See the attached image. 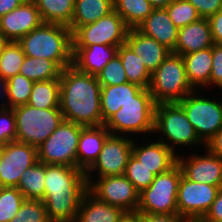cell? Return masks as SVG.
Here are the masks:
<instances>
[{"label": "cell", "mask_w": 222, "mask_h": 222, "mask_svg": "<svg viewBox=\"0 0 222 222\" xmlns=\"http://www.w3.org/2000/svg\"><path fill=\"white\" fill-rule=\"evenodd\" d=\"M100 98L97 76L81 72L74 65L61 71L59 108L65 121L84 127L102 125Z\"/></svg>", "instance_id": "1"}, {"label": "cell", "mask_w": 222, "mask_h": 222, "mask_svg": "<svg viewBox=\"0 0 222 222\" xmlns=\"http://www.w3.org/2000/svg\"><path fill=\"white\" fill-rule=\"evenodd\" d=\"M43 203L50 221L74 222L88 191L86 173L77 167L45 164Z\"/></svg>", "instance_id": "2"}, {"label": "cell", "mask_w": 222, "mask_h": 222, "mask_svg": "<svg viewBox=\"0 0 222 222\" xmlns=\"http://www.w3.org/2000/svg\"><path fill=\"white\" fill-rule=\"evenodd\" d=\"M18 43L26 56L52 60L61 70L73 65L72 32L68 26L42 23Z\"/></svg>", "instance_id": "3"}, {"label": "cell", "mask_w": 222, "mask_h": 222, "mask_svg": "<svg viewBox=\"0 0 222 222\" xmlns=\"http://www.w3.org/2000/svg\"><path fill=\"white\" fill-rule=\"evenodd\" d=\"M156 104L178 103L195 90L188 81L182 55L170 52L151 74L148 87Z\"/></svg>", "instance_id": "4"}, {"label": "cell", "mask_w": 222, "mask_h": 222, "mask_svg": "<svg viewBox=\"0 0 222 222\" xmlns=\"http://www.w3.org/2000/svg\"><path fill=\"white\" fill-rule=\"evenodd\" d=\"M16 141L38 147L64 121L60 108L37 109L29 104L13 108Z\"/></svg>", "instance_id": "5"}, {"label": "cell", "mask_w": 222, "mask_h": 222, "mask_svg": "<svg viewBox=\"0 0 222 222\" xmlns=\"http://www.w3.org/2000/svg\"><path fill=\"white\" fill-rule=\"evenodd\" d=\"M156 103L148 88H142L133 100L122 105L105 123L112 135L123 133L154 132ZM114 131V132H112Z\"/></svg>", "instance_id": "6"}, {"label": "cell", "mask_w": 222, "mask_h": 222, "mask_svg": "<svg viewBox=\"0 0 222 222\" xmlns=\"http://www.w3.org/2000/svg\"><path fill=\"white\" fill-rule=\"evenodd\" d=\"M182 170L176 163L168 171L155 176L150 186L139 194L137 212L144 214L178 213L177 193Z\"/></svg>", "instance_id": "7"}, {"label": "cell", "mask_w": 222, "mask_h": 222, "mask_svg": "<svg viewBox=\"0 0 222 222\" xmlns=\"http://www.w3.org/2000/svg\"><path fill=\"white\" fill-rule=\"evenodd\" d=\"M84 126L63 121L57 129L37 147L38 161L48 165L77 167V150Z\"/></svg>", "instance_id": "8"}, {"label": "cell", "mask_w": 222, "mask_h": 222, "mask_svg": "<svg viewBox=\"0 0 222 222\" xmlns=\"http://www.w3.org/2000/svg\"><path fill=\"white\" fill-rule=\"evenodd\" d=\"M129 27L114 10L98 21L78 27L72 33V47L93 44L121 46L125 43Z\"/></svg>", "instance_id": "9"}, {"label": "cell", "mask_w": 222, "mask_h": 222, "mask_svg": "<svg viewBox=\"0 0 222 222\" xmlns=\"http://www.w3.org/2000/svg\"><path fill=\"white\" fill-rule=\"evenodd\" d=\"M99 179L92 183L90 174L86 173L88 191L93 196L107 204L120 207L128 214L137 212L140 193L124 174Z\"/></svg>", "instance_id": "10"}, {"label": "cell", "mask_w": 222, "mask_h": 222, "mask_svg": "<svg viewBox=\"0 0 222 222\" xmlns=\"http://www.w3.org/2000/svg\"><path fill=\"white\" fill-rule=\"evenodd\" d=\"M187 94L178 104L185 111L199 139L206 144L222 128V102Z\"/></svg>", "instance_id": "11"}, {"label": "cell", "mask_w": 222, "mask_h": 222, "mask_svg": "<svg viewBox=\"0 0 222 222\" xmlns=\"http://www.w3.org/2000/svg\"><path fill=\"white\" fill-rule=\"evenodd\" d=\"M162 132L172 144L194 145L202 143L178 103H160L155 107L154 132Z\"/></svg>", "instance_id": "12"}, {"label": "cell", "mask_w": 222, "mask_h": 222, "mask_svg": "<svg viewBox=\"0 0 222 222\" xmlns=\"http://www.w3.org/2000/svg\"><path fill=\"white\" fill-rule=\"evenodd\" d=\"M220 190V186L194 182L182 174L177 193L178 214L189 222L200 221Z\"/></svg>", "instance_id": "13"}, {"label": "cell", "mask_w": 222, "mask_h": 222, "mask_svg": "<svg viewBox=\"0 0 222 222\" xmlns=\"http://www.w3.org/2000/svg\"><path fill=\"white\" fill-rule=\"evenodd\" d=\"M38 161L37 147L18 141L3 146L0 154V187H17L23 172Z\"/></svg>", "instance_id": "14"}, {"label": "cell", "mask_w": 222, "mask_h": 222, "mask_svg": "<svg viewBox=\"0 0 222 222\" xmlns=\"http://www.w3.org/2000/svg\"><path fill=\"white\" fill-rule=\"evenodd\" d=\"M133 143H135L133 139H128V137L110 134L106 138L97 160L85 173H92L91 171L98 169V178L123 175L132 155Z\"/></svg>", "instance_id": "15"}, {"label": "cell", "mask_w": 222, "mask_h": 222, "mask_svg": "<svg viewBox=\"0 0 222 222\" xmlns=\"http://www.w3.org/2000/svg\"><path fill=\"white\" fill-rule=\"evenodd\" d=\"M43 23L33 0H25L13 11L0 17V31L8 41L18 42Z\"/></svg>", "instance_id": "16"}, {"label": "cell", "mask_w": 222, "mask_h": 222, "mask_svg": "<svg viewBox=\"0 0 222 222\" xmlns=\"http://www.w3.org/2000/svg\"><path fill=\"white\" fill-rule=\"evenodd\" d=\"M206 156L193 155L191 158L177 156L182 174L189 180L222 187V158L206 150Z\"/></svg>", "instance_id": "17"}, {"label": "cell", "mask_w": 222, "mask_h": 222, "mask_svg": "<svg viewBox=\"0 0 222 222\" xmlns=\"http://www.w3.org/2000/svg\"><path fill=\"white\" fill-rule=\"evenodd\" d=\"M164 141L162 136L159 141L145 146L138 147L133 143L132 155L156 176L168 171L177 163L173 146Z\"/></svg>", "instance_id": "18"}, {"label": "cell", "mask_w": 222, "mask_h": 222, "mask_svg": "<svg viewBox=\"0 0 222 222\" xmlns=\"http://www.w3.org/2000/svg\"><path fill=\"white\" fill-rule=\"evenodd\" d=\"M213 45L210 23L207 18H200L178 29L177 42L172 53L186 55Z\"/></svg>", "instance_id": "19"}, {"label": "cell", "mask_w": 222, "mask_h": 222, "mask_svg": "<svg viewBox=\"0 0 222 222\" xmlns=\"http://www.w3.org/2000/svg\"><path fill=\"white\" fill-rule=\"evenodd\" d=\"M136 29L143 35L155 39L171 52L175 49L179 28L173 24L165 8L153 9Z\"/></svg>", "instance_id": "20"}, {"label": "cell", "mask_w": 222, "mask_h": 222, "mask_svg": "<svg viewBox=\"0 0 222 222\" xmlns=\"http://www.w3.org/2000/svg\"><path fill=\"white\" fill-rule=\"evenodd\" d=\"M125 43L141 58L152 74L170 54V50L155 39L143 35L136 28H130Z\"/></svg>", "instance_id": "21"}, {"label": "cell", "mask_w": 222, "mask_h": 222, "mask_svg": "<svg viewBox=\"0 0 222 222\" xmlns=\"http://www.w3.org/2000/svg\"><path fill=\"white\" fill-rule=\"evenodd\" d=\"M73 65L81 72L97 76L104 66L117 54L118 46L93 44L72 47Z\"/></svg>", "instance_id": "22"}, {"label": "cell", "mask_w": 222, "mask_h": 222, "mask_svg": "<svg viewBox=\"0 0 222 222\" xmlns=\"http://www.w3.org/2000/svg\"><path fill=\"white\" fill-rule=\"evenodd\" d=\"M110 134L104 124L82 128L77 150V168L86 172L94 164Z\"/></svg>", "instance_id": "23"}, {"label": "cell", "mask_w": 222, "mask_h": 222, "mask_svg": "<svg viewBox=\"0 0 222 222\" xmlns=\"http://www.w3.org/2000/svg\"><path fill=\"white\" fill-rule=\"evenodd\" d=\"M127 215L120 207L100 201L87 191L74 222H120Z\"/></svg>", "instance_id": "24"}, {"label": "cell", "mask_w": 222, "mask_h": 222, "mask_svg": "<svg viewBox=\"0 0 222 222\" xmlns=\"http://www.w3.org/2000/svg\"><path fill=\"white\" fill-rule=\"evenodd\" d=\"M142 87L133 83H123L111 86H101L102 125L116 113L122 105L133 100Z\"/></svg>", "instance_id": "25"}, {"label": "cell", "mask_w": 222, "mask_h": 222, "mask_svg": "<svg viewBox=\"0 0 222 222\" xmlns=\"http://www.w3.org/2000/svg\"><path fill=\"white\" fill-rule=\"evenodd\" d=\"M189 83L197 86L209 84L212 69V47L182 55Z\"/></svg>", "instance_id": "26"}, {"label": "cell", "mask_w": 222, "mask_h": 222, "mask_svg": "<svg viewBox=\"0 0 222 222\" xmlns=\"http://www.w3.org/2000/svg\"><path fill=\"white\" fill-rule=\"evenodd\" d=\"M113 11V0H75L72 21L73 33L78 27L92 24Z\"/></svg>", "instance_id": "27"}, {"label": "cell", "mask_w": 222, "mask_h": 222, "mask_svg": "<svg viewBox=\"0 0 222 222\" xmlns=\"http://www.w3.org/2000/svg\"><path fill=\"white\" fill-rule=\"evenodd\" d=\"M43 23L70 26L75 0H33Z\"/></svg>", "instance_id": "28"}, {"label": "cell", "mask_w": 222, "mask_h": 222, "mask_svg": "<svg viewBox=\"0 0 222 222\" xmlns=\"http://www.w3.org/2000/svg\"><path fill=\"white\" fill-rule=\"evenodd\" d=\"M117 54L120 56L128 82L142 88H148L151 73L141 61V58L126 43L118 47Z\"/></svg>", "instance_id": "29"}, {"label": "cell", "mask_w": 222, "mask_h": 222, "mask_svg": "<svg viewBox=\"0 0 222 222\" xmlns=\"http://www.w3.org/2000/svg\"><path fill=\"white\" fill-rule=\"evenodd\" d=\"M60 77L33 83L27 104L37 109L59 108Z\"/></svg>", "instance_id": "30"}, {"label": "cell", "mask_w": 222, "mask_h": 222, "mask_svg": "<svg viewBox=\"0 0 222 222\" xmlns=\"http://www.w3.org/2000/svg\"><path fill=\"white\" fill-rule=\"evenodd\" d=\"M45 163L37 161L20 177L17 188L25 199L43 200L45 191Z\"/></svg>", "instance_id": "31"}, {"label": "cell", "mask_w": 222, "mask_h": 222, "mask_svg": "<svg viewBox=\"0 0 222 222\" xmlns=\"http://www.w3.org/2000/svg\"><path fill=\"white\" fill-rule=\"evenodd\" d=\"M149 0H113V10L129 28H136L153 11Z\"/></svg>", "instance_id": "32"}, {"label": "cell", "mask_w": 222, "mask_h": 222, "mask_svg": "<svg viewBox=\"0 0 222 222\" xmlns=\"http://www.w3.org/2000/svg\"><path fill=\"white\" fill-rule=\"evenodd\" d=\"M61 71L52 60L25 56L19 74L37 82L59 78Z\"/></svg>", "instance_id": "33"}, {"label": "cell", "mask_w": 222, "mask_h": 222, "mask_svg": "<svg viewBox=\"0 0 222 222\" xmlns=\"http://www.w3.org/2000/svg\"><path fill=\"white\" fill-rule=\"evenodd\" d=\"M33 81L21 74H16L4 82V95L10 108L26 105L30 99Z\"/></svg>", "instance_id": "34"}, {"label": "cell", "mask_w": 222, "mask_h": 222, "mask_svg": "<svg viewBox=\"0 0 222 222\" xmlns=\"http://www.w3.org/2000/svg\"><path fill=\"white\" fill-rule=\"evenodd\" d=\"M25 54L18 42L9 41L0 51V77L5 82L19 74Z\"/></svg>", "instance_id": "35"}, {"label": "cell", "mask_w": 222, "mask_h": 222, "mask_svg": "<svg viewBox=\"0 0 222 222\" xmlns=\"http://www.w3.org/2000/svg\"><path fill=\"white\" fill-rule=\"evenodd\" d=\"M24 200V195L17 187H0V222H10Z\"/></svg>", "instance_id": "36"}, {"label": "cell", "mask_w": 222, "mask_h": 222, "mask_svg": "<svg viewBox=\"0 0 222 222\" xmlns=\"http://www.w3.org/2000/svg\"><path fill=\"white\" fill-rule=\"evenodd\" d=\"M165 9L177 28L184 27L201 18L196 8L187 0H173Z\"/></svg>", "instance_id": "37"}, {"label": "cell", "mask_w": 222, "mask_h": 222, "mask_svg": "<svg viewBox=\"0 0 222 222\" xmlns=\"http://www.w3.org/2000/svg\"><path fill=\"white\" fill-rule=\"evenodd\" d=\"M124 175L132 182L139 193L147 189L156 176L133 155L128 160Z\"/></svg>", "instance_id": "38"}, {"label": "cell", "mask_w": 222, "mask_h": 222, "mask_svg": "<svg viewBox=\"0 0 222 222\" xmlns=\"http://www.w3.org/2000/svg\"><path fill=\"white\" fill-rule=\"evenodd\" d=\"M10 222H50L42 200L25 199Z\"/></svg>", "instance_id": "39"}, {"label": "cell", "mask_w": 222, "mask_h": 222, "mask_svg": "<svg viewBox=\"0 0 222 222\" xmlns=\"http://www.w3.org/2000/svg\"><path fill=\"white\" fill-rule=\"evenodd\" d=\"M101 86L118 85L128 82L120 56L116 54L97 75Z\"/></svg>", "instance_id": "40"}, {"label": "cell", "mask_w": 222, "mask_h": 222, "mask_svg": "<svg viewBox=\"0 0 222 222\" xmlns=\"http://www.w3.org/2000/svg\"><path fill=\"white\" fill-rule=\"evenodd\" d=\"M5 103L6 102H3L0 107V142L4 145L16 141V118L14 109L7 107Z\"/></svg>", "instance_id": "41"}, {"label": "cell", "mask_w": 222, "mask_h": 222, "mask_svg": "<svg viewBox=\"0 0 222 222\" xmlns=\"http://www.w3.org/2000/svg\"><path fill=\"white\" fill-rule=\"evenodd\" d=\"M222 88V44L212 46V69L209 84Z\"/></svg>", "instance_id": "42"}, {"label": "cell", "mask_w": 222, "mask_h": 222, "mask_svg": "<svg viewBox=\"0 0 222 222\" xmlns=\"http://www.w3.org/2000/svg\"><path fill=\"white\" fill-rule=\"evenodd\" d=\"M197 10L201 18H209L222 10V0H187Z\"/></svg>", "instance_id": "43"}, {"label": "cell", "mask_w": 222, "mask_h": 222, "mask_svg": "<svg viewBox=\"0 0 222 222\" xmlns=\"http://www.w3.org/2000/svg\"><path fill=\"white\" fill-rule=\"evenodd\" d=\"M136 222H189L178 213L174 214H144L136 212Z\"/></svg>", "instance_id": "44"}, {"label": "cell", "mask_w": 222, "mask_h": 222, "mask_svg": "<svg viewBox=\"0 0 222 222\" xmlns=\"http://www.w3.org/2000/svg\"><path fill=\"white\" fill-rule=\"evenodd\" d=\"M200 222H222V190L218 192L210 209Z\"/></svg>", "instance_id": "45"}, {"label": "cell", "mask_w": 222, "mask_h": 222, "mask_svg": "<svg viewBox=\"0 0 222 222\" xmlns=\"http://www.w3.org/2000/svg\"><path fill=\"white\" fill-rule=\"evenodd\" d=\"M214 44H222V10L208 18Z\"/></svg>", "instance_id": "46"}, {"label": "cell", "mask_w": 222, "mask_h": 222, "mask_svg": "<svg viewBox=\"0 0 222 222\" xmlns=\"http://www.w3.org/2000/svg\"><path fill=\"white\" fill-rule=\"evenodd\" d=\"M206 148L222 158V128L206 143Z\"/></svg>", "instance_id": "47"}, {"label": "cell", "mask_w": 222, "mask_h": 222, "mask_svg": "<svg viewBox=\"0 0 222 222\" xmlns=\"http://www.w3.org/2000/svg\"><path fill=\"white\" fill-rule=\"evenodd\" d=\"M25 0H0V17L13 11Z\"/></svg>", "instance_id": "48"}, {"label": "cell", "mask_w": 222, "mask_h": 222, "mask_svg": "<svg viewBox=\"0 0 222 222\" xmlns=\"http://www.w3.org/2000/svg\"><path fill=\"white\" fill-rule=\"evenodd\" d=\"M173 0H149L154 9L166 8Z\"/></svg>", "instance_id": "49"}, {"label": "cell", "mask_w": 222, "mask_h": 222, "mask_svg": "<svg viewBox=\"0 0 222 222\" xmlns=\"http://www.w3.org/2000/svg\"><path fill=\"white\" fill-rule=\"evenodd\" d=\"M120 222H136V212L133 214H128Z\"/></svg>", "instance_id": "50"}, {"label": "cell", "mask_w": 222, "mask_h": 222, "mask_svg": "<svg viewBox=\"0 0 222 222\" xmlns=\"http://www.w3.org/2000/svg\"><path fill=\"white\" fill-rule=\"evenodd\" d=\"M9 41L5 38L3 33L0 31V51L4 48V46L8 43Z\"/></svg>", "instance_id": "51"}, {"label": "cell", "mask_w": 222, "mask_h": 222, "mask_svg": "<svg viewBox=\"0 0 222 222\" xmlns=\"http://www.w3.org/2000/svg\"><path fill=\"white\" fill-rule=\"evenodd\" d=\"M1 94H4V81L0 77V96H2Z\"/></svg>", "instance_id": "52"}, {"label": "cell", "mask_w": 222, "mask_h": 222, "mask_svg": "<svg viewBox=\"0 0 222 222\" xmlns=\"http://www.w3.org/2000/svg\"><path fill=\"white\" fill-rule=\"evenodd\" d=\"M3 146H4V144L2 142H0V154L2 153Z\"/></svg>", "instance_id": "53"}]
</instances>
